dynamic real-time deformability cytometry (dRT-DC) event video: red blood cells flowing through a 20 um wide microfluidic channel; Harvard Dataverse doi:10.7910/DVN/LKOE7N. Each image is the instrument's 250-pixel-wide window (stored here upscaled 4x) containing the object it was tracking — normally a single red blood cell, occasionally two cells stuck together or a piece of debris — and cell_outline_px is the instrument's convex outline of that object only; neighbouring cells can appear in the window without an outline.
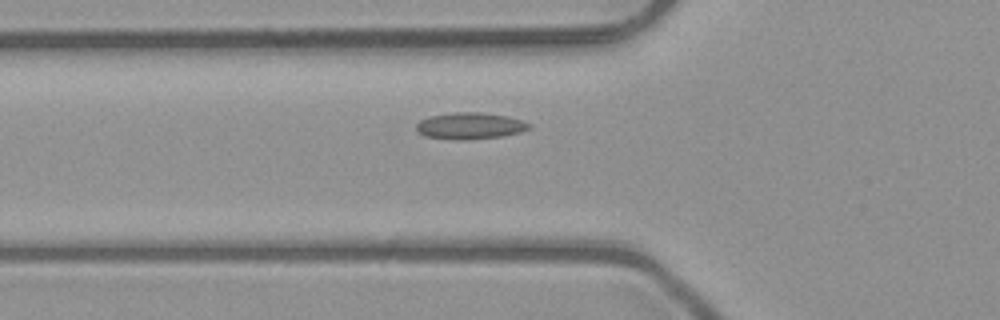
{"species": "common noctule bat (a hibernating species)", "species_latin": "Nyctalus noctula", "temperature_condition": "room temperature", "stored_images_in_passage": 35, "camera_frame_rate_fps": 3000, "um_per_image_px": 0.085, "animal": {"sex": "male", "body_mass_g": 23.1, "forearm_length_mm": 52.7}, "frame": {"image": 1, "passage_image": 2, "time_ms": 0.333, "image_size_px": [1000, 320], "cell_outline_px": [[532, 128], [520, 132], [500, 136], [468, 140], [460, 140], [424, 136], [416, 128], [416, 124], [420, 120], [428, 116], [452, 112], [480, 112], [508, 116], [532, 124]], "centroid_in_image_um": [39.95, 10.69], "position_along_channel_um": 85.8, "area_um2": 17.51}}
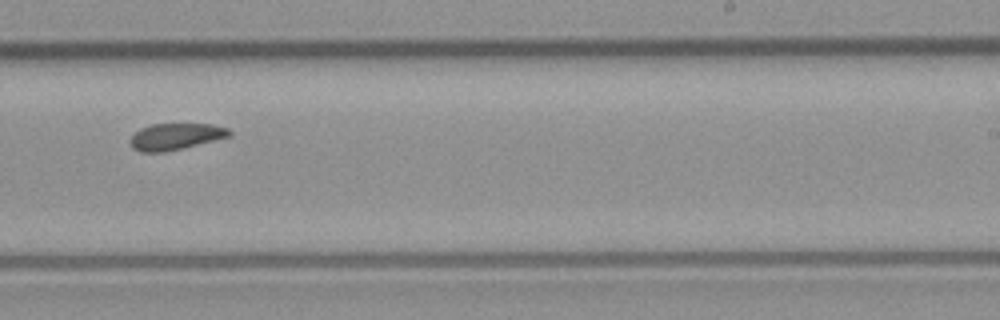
{"frame": {"image": 2, "passage_image": 16, "time_ms": 5.0, "image_size_px": [1000, 320], "cell_outline_px": [[232, 136], [164, 152], [140, 152], [132, 148], [128, 144], [128, 140], [140, 128], [152, 124], [212, 124], [228, 128], [232, 132]], "centroid_in_image_um": [14.9, 11.6], "position_along_channel_um": 274.1, "area_um2": 15.37}}
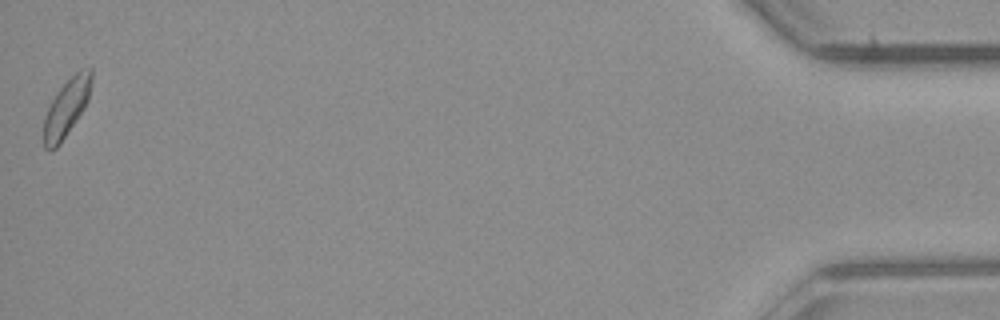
{"frame": {"image": 3, "passage_image": 35, "time_ms": 11.333, "image_size_px": [1000, 320], "cell_outline_px": [[92, 80], [88, 100], [84, 108], [60, 144], [52, 152], [44, 148], [44, 116], [56, 92], [80, 68], [92, 68]], "centroid_in_image_um": [5.65, 9.16], "position_along_channel_um": 429.5, "area_um2": 15.9}, "authors_computed_cell_mechanics": {"area_um2": 15.7794, "velocity_mm_per_s": 4.0176, "shape_relaxation_time_tau1_ms": null, "shape_relaxation_time_tau2_ms": 3.8165, "deformation_change_tau1": null, "deformation_change_tau2": 0.0801}}